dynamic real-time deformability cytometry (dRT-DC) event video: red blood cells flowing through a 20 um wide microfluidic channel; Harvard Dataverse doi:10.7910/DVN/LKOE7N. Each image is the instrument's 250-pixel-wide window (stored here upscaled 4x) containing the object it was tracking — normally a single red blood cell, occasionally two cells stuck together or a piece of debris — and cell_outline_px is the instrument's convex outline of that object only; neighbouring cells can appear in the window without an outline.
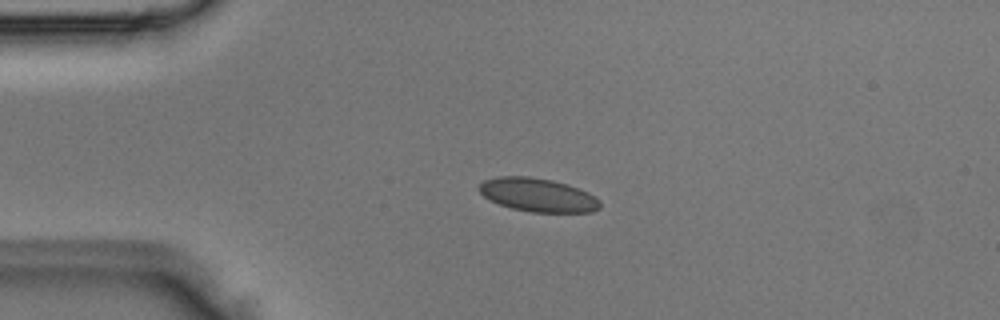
{"species": "Egyptian fruit bat (a non-hibernating species)", "species_latin": "Rousettus aegyptiacus", "temperature_condition": "room temperature", "stored_images_in_passage": 3, "camera_frame_rate_fps": 3000, "um_per_image_px": 0.085, "animal": {"sex": "male"}, "frame": {"image": 1, "passage_image": 3, "time_ms": 0.667, "image_size_px": [1000, 320], "cell_outline_px": [[600, 208], [592, 212], [532, 212], [512, 208], [488, 200], [476, 188], [484, 180], [496, 176], [528, 176], [552, 180], [568, 184], [588, 192], [596, 196], [600, 200]], "centroid_in_image_um": [45.71, 16.56], "position_along_channel_um": 39.3, "area_um2": 23.81}}